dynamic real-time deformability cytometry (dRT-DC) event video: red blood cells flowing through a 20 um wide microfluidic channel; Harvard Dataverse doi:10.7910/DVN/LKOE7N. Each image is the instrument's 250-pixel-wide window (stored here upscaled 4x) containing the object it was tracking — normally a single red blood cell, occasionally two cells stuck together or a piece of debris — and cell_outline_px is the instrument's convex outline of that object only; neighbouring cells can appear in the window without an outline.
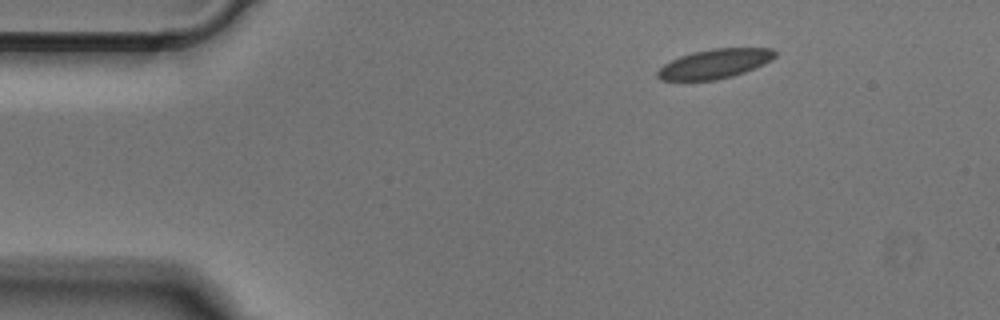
{"species": "Egyptian fruit bat (a non-hibernating species)", "species_latin": "Rousettus aegyptiacus", "temperature_condition": "cold", "stored_images_in_passage": 45, "camera_frame_rate_fps": 3000, "um_per_image_px": 0.085, "animal": {"sex": "male"}, "frame": {"image": 1, "passage_image": 1, "time_ms": 0.0, "image_size_px": [1000, 320], "cell_outline_px": [[776, 56], [772, 60], [764, 64], [744, 72], [732, 76], [716, 80], [660, 80], [656, 76], [656, 72], [664, 64], [680, 56], [692, 52], [712, 48], [772, 48], [776, 52]], "centroid_in_image_um": [60.75, 5.41], "position_along_channel_um": 24.2, "area_um2": 20.11}}
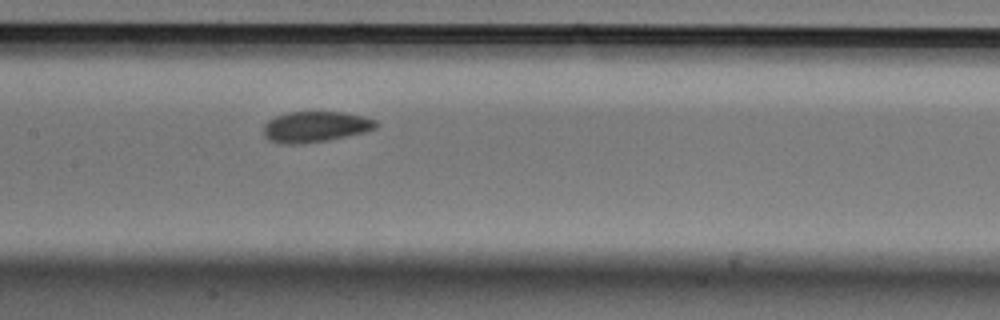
{"frame": {"image": 2, "passage_image": 18, "time_ms": 5.667, "image_size_px": [1000, 320], "cell_outline_px": [[380, 124], [376, 128], [364, 132], [328, 140], [300, 144], [280, 144], [268, 140], [264, 136], [264, 124], [268, 120], [284, 112], [344, 112], [364, 116], [376, 120]], "centroid_in_image_um": [26.8, 10.77], "position_along_channel_um": 180.6, "area_um2": 20.4}}
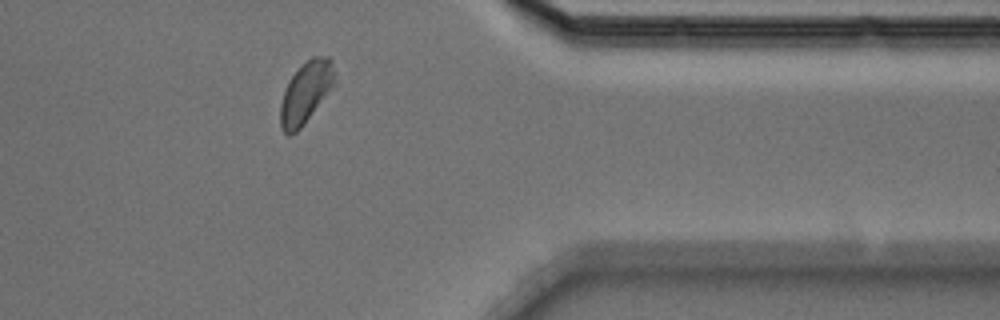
{"frame": {"image": 3, "passage_image": 35, "time_ms": 11.333, "image_size_px": [1000, 320], "cell_outline_px": [[336, 84], [300, 128], [292, 136], [288, 136], [280, 128], [280, 104], [288, 80], [312, 56], [328, 56], [332, 60], [336, 80]], "centroid_in_image_um": [26.0, 7.88], "position_along_channel_um": 385.4, "area_um2": 19.48}}